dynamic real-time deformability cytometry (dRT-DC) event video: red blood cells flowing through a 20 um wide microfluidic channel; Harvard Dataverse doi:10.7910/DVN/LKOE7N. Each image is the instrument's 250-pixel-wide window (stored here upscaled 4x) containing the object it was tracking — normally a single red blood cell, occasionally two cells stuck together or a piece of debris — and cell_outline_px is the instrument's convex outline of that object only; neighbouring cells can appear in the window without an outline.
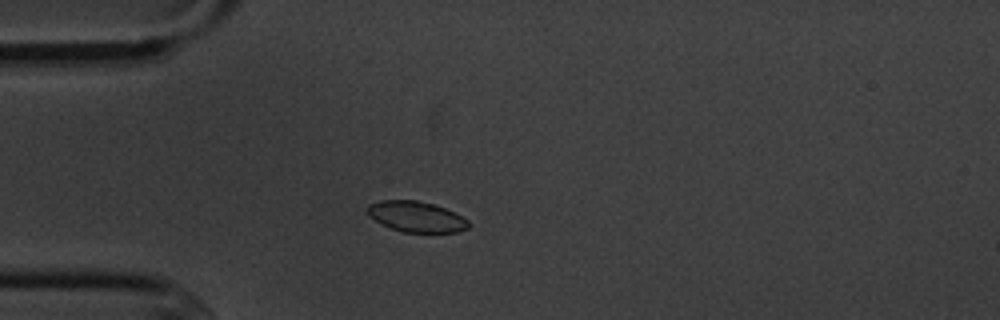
{"species": "common noctule bat (a hibernating species)", "species_latin": "Nyctalus noctula", "temperature_condition": "cold", "stored_images_in_passage": 3, "camera_frame_rate_fps": 3000, "um_per_image_px": 0.085, "animal": {"sex": "male", "body_mass_g": 20.1, "forearm_length_mm": 53.5}, "frame": {"image": 1, "passage_image": 3, "time_ms": 2.333, "image_size_px": [1000, 320], "cell_outline_px": [[472, 224], [468, 228], [456, 232], [404, 232], [392, 228], [368, 216], [364, 212], [364, 208], [368, 204], [380, 200], [416, 200], [432, 204], [444, 208], [468, 220]], "centroid_in_image_um": [35.34, 18.41], "position_along_channel_um": 49.7, "area_um2": 18.03}}